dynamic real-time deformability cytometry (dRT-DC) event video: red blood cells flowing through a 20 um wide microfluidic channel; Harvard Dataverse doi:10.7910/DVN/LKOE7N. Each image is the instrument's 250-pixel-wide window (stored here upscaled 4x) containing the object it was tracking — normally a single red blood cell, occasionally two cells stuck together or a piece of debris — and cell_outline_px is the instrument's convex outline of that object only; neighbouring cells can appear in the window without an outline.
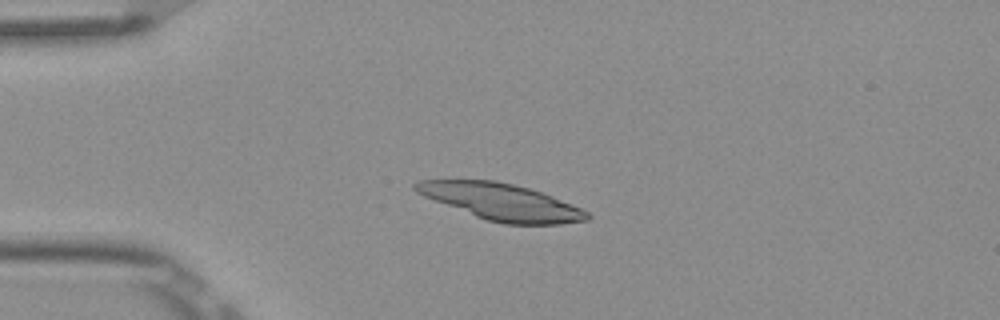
{"species": "Egyptian fruit bat (a non-hibernating species)", "species_latin": "Rousettus aegyptiacus", "temperature_condition": "room temperature", "stored_images_in_passage": 4, "camera_frame_rate_fps": 3000, "um_per_image_px": 0.085, "frame": {"image": 1, "passage_image": 2, "time_ms": 0.333, "image_size_px": [1000, 320], "cell_outline_px": [[592, 216], [588, 220], [560, 224], [504, 224], [488, 220], [476, 216], [424, 196], [416, 192], [412, 188], [412, 184], [420, 180], [496, 180], [528, 188], [552, 196], [580, 208], [588, 212]], "centroid_in_image_um": [42.61, 17.15], "position_along_channel_um": 42.4, "area_um2": 36.13}}